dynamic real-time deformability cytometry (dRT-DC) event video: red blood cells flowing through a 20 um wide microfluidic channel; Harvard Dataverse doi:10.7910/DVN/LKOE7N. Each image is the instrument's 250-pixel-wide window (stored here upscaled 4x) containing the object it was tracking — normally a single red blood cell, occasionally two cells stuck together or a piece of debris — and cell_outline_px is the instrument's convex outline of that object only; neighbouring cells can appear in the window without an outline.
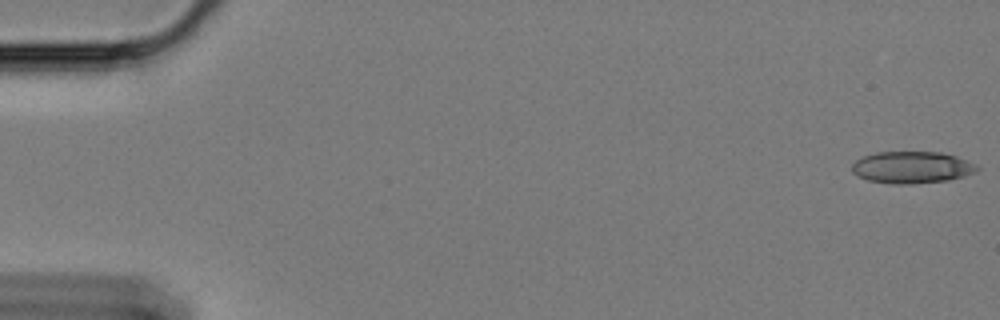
{"species": "Egyptian fruit bat (a non-hibernating species)", "species_latin": "Rousettus aegyptiacus", "temperature_condition": "cold", "stored_images_in_passage": 19, "camera_frame_rate_fps": 3000, "um_per_image_px": 0.085, "animal": {"sex": "female"}, "frame": {"image": 1, "passage_image": 1, "time_ms": 0.0, "image_size_px": [1000, 320], "cell_outline_px": [[980, 168], [964, 176], [948, 180], [908, 184], [892, 184], [868, 180], [852, 172], [852, 164], [856, 160], [864, 156], [876, 152], [940, 152], [956, 156], [976, 164]], "centroid_in_image_um": [77.5, 14.22], "position_along_channel_um": 7.5, "area_um2": 23.06}}